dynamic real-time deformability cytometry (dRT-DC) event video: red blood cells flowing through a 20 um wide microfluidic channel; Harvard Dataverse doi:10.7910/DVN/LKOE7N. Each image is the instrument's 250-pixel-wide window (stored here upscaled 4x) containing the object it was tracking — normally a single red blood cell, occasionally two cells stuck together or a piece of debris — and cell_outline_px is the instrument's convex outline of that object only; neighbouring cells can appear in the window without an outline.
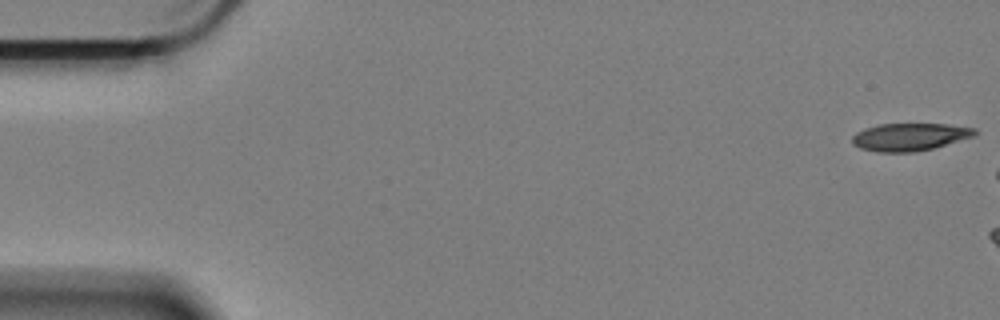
{"species": "Egyptian fruit bat (a non-hibernating species)", "species_latin": "Rousettus aegyptiacus", "temperature_condition": "cold", "stored_images_in_passage": 8, "camera_frame_rate_fps": 3000, "um_per_image_px": 0.085, "animal": {"sex": "female"}, "frame": {"image": 1, "passage_image": 1, "time_ms": 0.0, "image_size_px": [1000, 320], "cell_outline_px": [[980, 132], [976, 136], [932, 148], [916, 152], [876, 152], [860, 148], [852, 144], [852, 136], [856, 132], [864, 128], [880, 124], [948, 124], [976, 128]], "centroid_in_image_um": [77.35, 11.63], "position_along_channel_um": 7.7, "area_um2": 19.94}}